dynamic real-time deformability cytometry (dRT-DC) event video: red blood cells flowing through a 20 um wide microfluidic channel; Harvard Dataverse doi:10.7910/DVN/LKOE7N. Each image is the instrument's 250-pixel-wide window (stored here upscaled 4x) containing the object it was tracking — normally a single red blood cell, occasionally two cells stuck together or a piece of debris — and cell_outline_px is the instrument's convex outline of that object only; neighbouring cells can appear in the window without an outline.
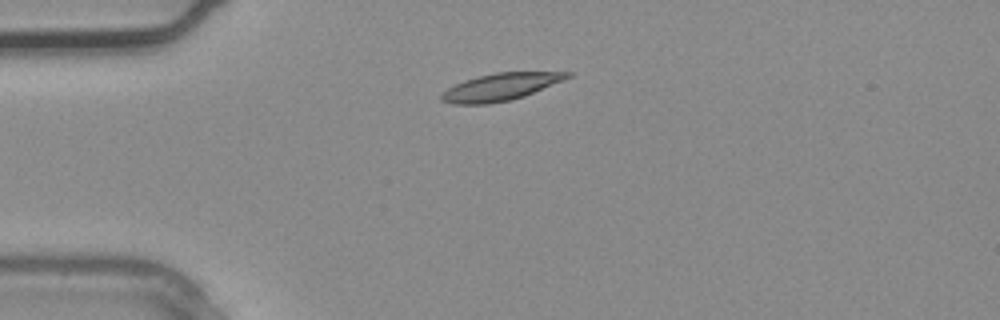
{"species": "common noctule bat (a hibernating species)", "species_latin": "Nyctalus noctula", "temperature_condition": "warm", "stored_images_in_passage": 2, "camera_frame_rate_fps": 3000, "um_per_image_px": 0.085, "animal": {"sex": "male", "body_mass_g": 20.4}, "frame": {"image": 1, "passage_image": 2, "time_ms": 0.333, "image_size_px": [1000, 320], "cell_outline_px": [[572, 76], [564, 80], [524, 96], [512, 100], [488, 104], [452, 104], [440, 100], [440, 96], [448, 88], [464, 80], [496, 72], [572, 72]], "centroid_in_image_um": [42.55, 7.39], "position_along_channel_um": 42.5, "area_um2": 19.88}}